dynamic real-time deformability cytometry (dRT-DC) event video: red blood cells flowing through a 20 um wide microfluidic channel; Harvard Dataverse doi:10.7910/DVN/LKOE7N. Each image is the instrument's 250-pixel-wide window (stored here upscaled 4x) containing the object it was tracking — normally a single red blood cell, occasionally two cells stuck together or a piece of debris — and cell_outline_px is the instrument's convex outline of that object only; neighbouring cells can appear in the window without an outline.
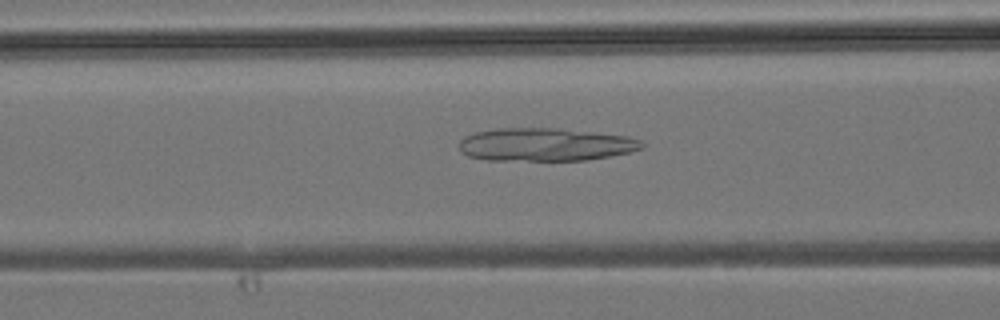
{"species": "common noctule bat (a hibernating species)", "species_latin": "Nyctalus noctula", "temperature_condition": "room temperature", "stored_images_in_passage": 38, "camera_frame_rate_fps": 3000, "um_per_image_px": 0.085, "animal": {"sex": "male", "body_mass_g": 19.2, "forearm_length_mm": 51.8}, "frame": {"image": 1, "passage_image": 12, "time_ms": 3.667, "image_size_px": [1000, 320], "cell_outline_px": [[644, 148], [632, 152], [612, 156], [588, 160], [488, 160], [468, 156], [460, 152], [460, 140], [464, 136], [476, 132], [496, 128], [556, 128], [628, 136], [640, 140], [644, 144]], "centroid_in_image_um": [46.37, 12.29], "position_along_channel_um": 120.2, "area_um2": 35.37}}
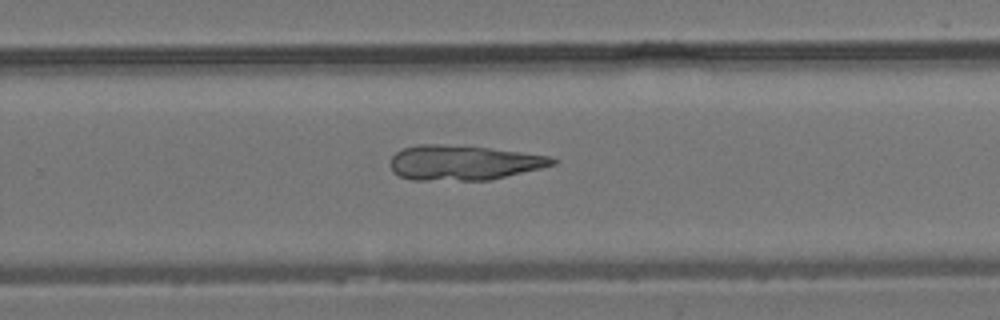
{"frame": {"image": 2, "passage_image": 23, "time_ms": 7.333, "image_size_px": [1000, 320], "cell_outline_px": [[556, 164], [540, 168], [488, 180], [412, 180], [400, 176], [392, 172], [392, 156], [396, 152], [404, 148], [416, 144], [444, 144], [488, 148], [552, 156], [556, 160]], "centroid_in_image_um": [39.37, 13.82], "position_along_channel_um": 290.4, "area_um2": 32.71}}
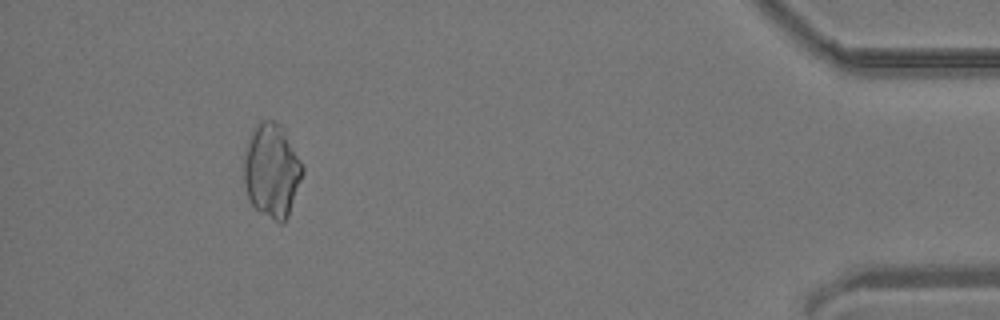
{"frame": {"image": 3, "passage_image": 35, "time_ms": 11.333, "image_size_px": [1000, 320], "cell_outline_px": [[304, 172], [288, 216], [284, 224], [280, 224], [272, 220], [260, 212], [248, 200], [244, 180], [244, 160], [248, 144], [256, 124], [260, 120], [272, 120], [280, 124], [284, 128], [304, 164]], "centroid_in_image_um": [23.14, 14.52], "position_along_channel_um": 412.1, "area_um2": 32.31}}